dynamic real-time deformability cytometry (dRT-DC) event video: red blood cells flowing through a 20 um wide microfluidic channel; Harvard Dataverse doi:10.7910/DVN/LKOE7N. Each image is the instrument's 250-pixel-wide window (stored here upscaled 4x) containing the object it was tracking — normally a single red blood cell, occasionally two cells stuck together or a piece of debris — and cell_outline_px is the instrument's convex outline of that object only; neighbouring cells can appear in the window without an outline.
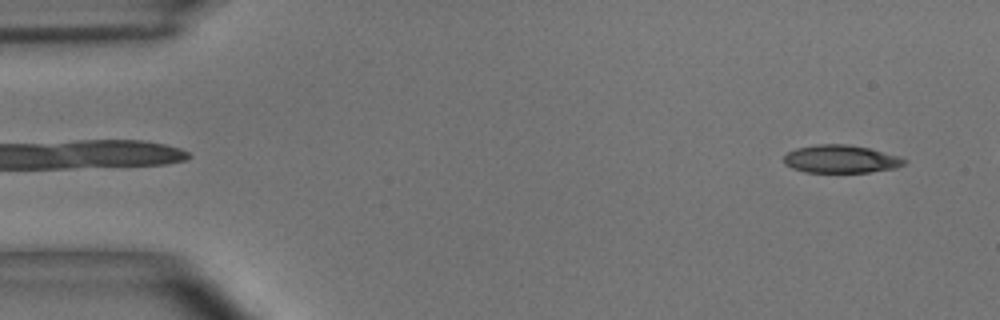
{"species": "common noctule bat (a hibernating species)", "species_latin": "Nyctalus noctula", "temperature_condition": "room temperature", "stored_images_in_passage": 49, "camera_frame_rate_fps": 3000, "um_per_image_px": 0.085, "animal": {"sex": "male", "body_mass_g": 15.6}, "frame": {"image": 1, "passage_image": 3, "time_ms": 0.667, "image_size_px": [1000, 320], "cell_outline_px": [[908, 164], [896, 168], [868, 172], [804, 172], [792, 168], [784, 164], [784, 156], [788, 152], [796, 148], [816, 144], [848, 144], [868, 148], [900, 156], [908, 160]], "centroid_in_image_um": [71.5, 13.52], "position_along_channel_um": 13.5, "area_um2": 19.77}}
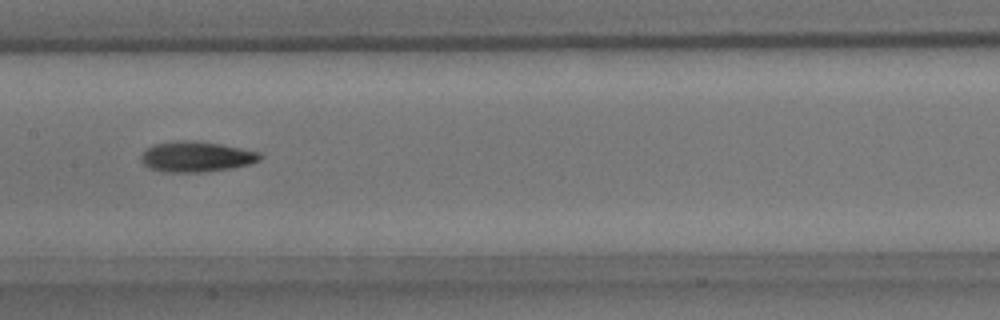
{"frame": {"image": 2, "passage_image": 26, "time_ms": 8.333, "image_size_px": [1000, 320], "cell_outline_px": [[264, 156], [260, 160], [252, 164], [232, 168], [204, 172], [164, 172], [152, 168], [144, 164], [140, 160], [144, 152], [148, 148], [156, 144], [220, 144], [260, 152]], "centroid_in_image_um": [16.8, 13.39], "position_along_channel_um": 190.6, "area_um2": 19.94}}
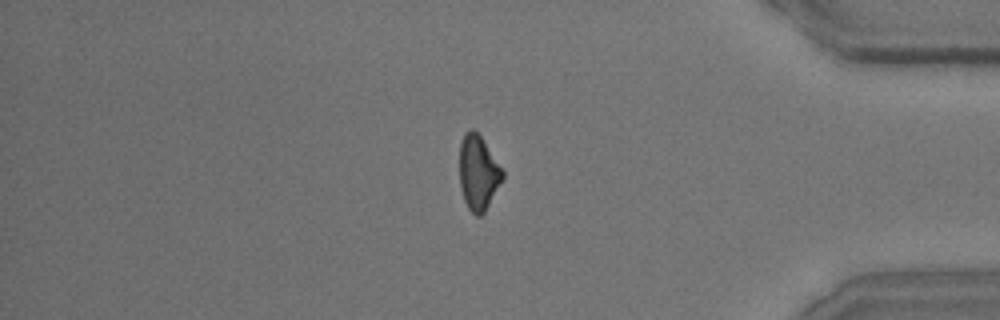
{"frame": {"image": 3, "passage_image": 45, "time_ms": 14.667, "image_size_px": [1000, 320], "cell_outline_px": [[504, 176], [484, 212], [480, 216], [476, 216], [468, 208], [464, 200], [460, 188], [460, 140], [464, 132], [472, 128], [480, 136], [504, 172]], "centroid_in_image_um": [40.62, 14.67], "position_along_channel_um": 394.6, "area_um2": 18.44}}